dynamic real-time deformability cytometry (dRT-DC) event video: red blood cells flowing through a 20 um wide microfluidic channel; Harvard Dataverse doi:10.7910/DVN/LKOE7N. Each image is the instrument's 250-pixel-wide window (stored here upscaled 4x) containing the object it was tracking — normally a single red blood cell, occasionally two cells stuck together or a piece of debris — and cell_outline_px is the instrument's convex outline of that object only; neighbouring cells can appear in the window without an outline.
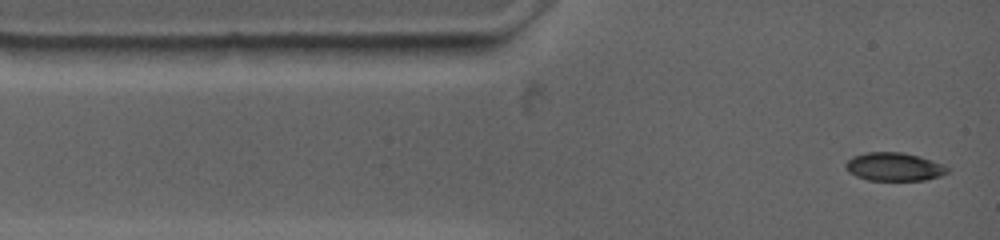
{"species": "common noctule bat (a hibernating species)", "species_latin": "Nyctalus noctula", "temperature_condition": "warm", "stored_images_in_passage": 39, "camera_frame_rate_fps": 4500, "um_per_image_px": 0.085, "animal": {"sex": "female", "body_mass_g": 19.0, "forearm_length_mm": 53.3}, "frame": {"image": 1, "passage_image": 1, "time_ms": 0.0, "image_size_px": [1000, 240], "cell_outline_px": [[948, 172], [940, 176], [924, 180], [868, 180], [852, 172], [844, 164], [852, 156], [864, 152], [904, 152], [920, 156], [944, 164], [948, 168]], "centroid_in_image_um": [76.05, 14.15], "position_along_channel_um": 9.0, "area_um2": 16.65}}
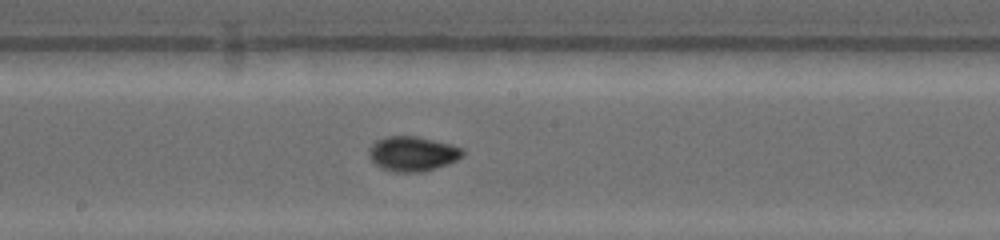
{"frame": {"image": 2, "passage_image": 17, "time_ms": 6.444, "image_size_px": [1000, 240], "cell_outline_px": [[464, 156], [448, 164], [420, 172], [392, 172], [376, 164], [368, 156], [368, 148], [376, 140], [388, 136], [416, 136], [452, 144], [464, 148]], "centroid_in_image_um": [35.08, 13.06], "position_along_channel_um": 213.1, "area_um2": 19.07}}
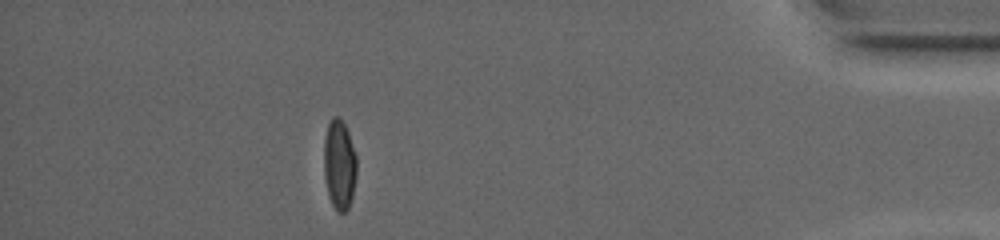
{"frame": {"image": 3, "passage_image": 34, "time_ms": 13.333, "image_size_px": [1000, 240], "cell_outline_px": [[356, 176], [352, 196], [348, 208], [344, 212], [336, 212], [328, 196], [324, 176], [324, 136], [328, 124], [332, 116], [340, 116], [348, 132], [356, 156]], "centroid_in_image_um": [28.83, 13.98], "position_along_channel_um": 406.4, "area_um2": 17.28}, "authors_computed_cell_mechanics": {"area_um2": 17.34, "velocity_mm_per_s": 3.7243, "shape_relaxation_time_tau1_ms": 6.5837, "shape_relaxation_time_tau2_ms": null, "deformation_change_tau1": 0.1888, "deformation_change_tau2": null}}